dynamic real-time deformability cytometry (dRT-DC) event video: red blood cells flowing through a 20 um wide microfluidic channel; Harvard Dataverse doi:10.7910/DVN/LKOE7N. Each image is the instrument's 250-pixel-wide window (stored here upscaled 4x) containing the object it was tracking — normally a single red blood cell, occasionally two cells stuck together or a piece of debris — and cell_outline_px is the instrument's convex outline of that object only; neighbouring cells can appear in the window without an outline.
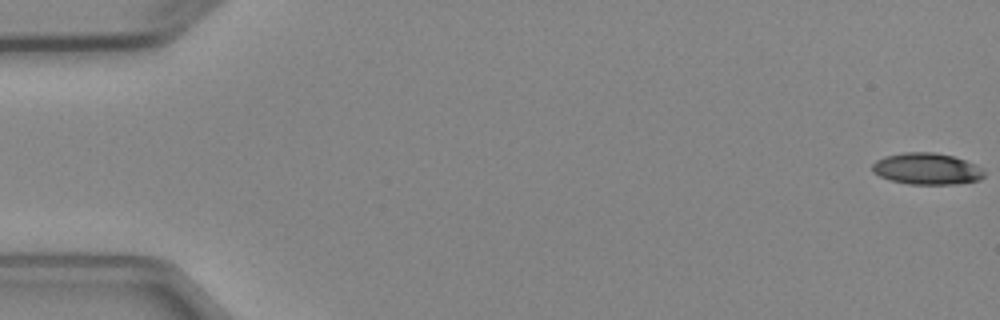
{"species": "Egyptian fruit bat (a non-hibernating species)", "species_latin": "Rousettus aegyptiacus", "temperature_condition": "cold", "stored_images_in_passage": 4, "camera_frame_rate_fps": 3000, "um_per_image_px": 0.085, "animal": {"sex": "female"}, "frame": {"image": 1, "passage_image": 1, "time_ms": 0.0, "image_size_px": [1000, 320], "cell_outline_px": [[984, 176], [980, 180], [956, 184], [908, 184], [888, 180], [872, 172], [872, 164], [876, 160], [884, 156], [904, 152], [936, 152], [952, 156], [964, 160], [980, 168], [984, 172]], "centroid_in_image_um": [78.73, 14.35], "position_along_channel_um": 6.3, "area_um2": 20.58}}